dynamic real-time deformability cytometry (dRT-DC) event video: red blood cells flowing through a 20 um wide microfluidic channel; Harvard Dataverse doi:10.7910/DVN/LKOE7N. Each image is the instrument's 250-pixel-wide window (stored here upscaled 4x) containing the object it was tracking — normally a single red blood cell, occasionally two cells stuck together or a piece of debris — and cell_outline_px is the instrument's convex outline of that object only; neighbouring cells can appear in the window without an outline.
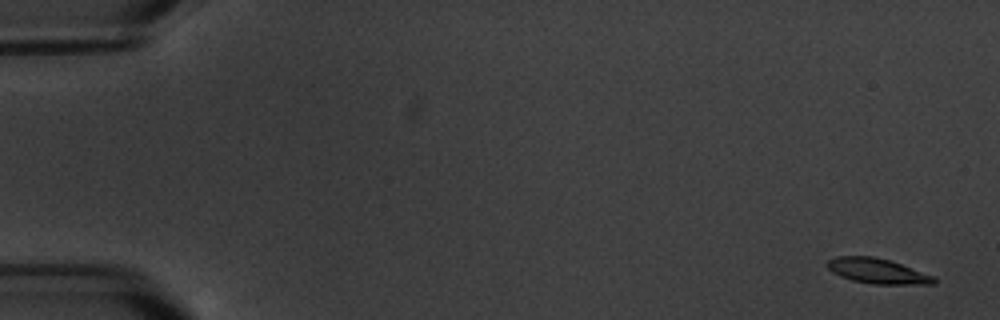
{"species": "common noctule bat (a hibernating species)", "species_latin": "Nyctalus noctula", "temperature_condition": "warm", "stored_images_in_passage": 6, "camera_frame_rate_fps": 3000, "um_per_image_px": 0.085, "animal": {"sex": "male", "body_mass_g": 20.1, "forearm_length_mm": 53.5}, "frame": {"image": 1, "passage_image": 1, "time_ms": 0.0, "image_size_px": [1000, 320], "cell_outline_px": [[936, 284], [872, 284], [852, 280], [840, 276], [832, 272], [824, 264], [828, 260], [836, 256], [872, 256], [888, 260], [936, 276]], "centroid_in_image_um": [74.57, 23.04], "position_along_channel_um": 10.4, "area_um2": 15.66}}
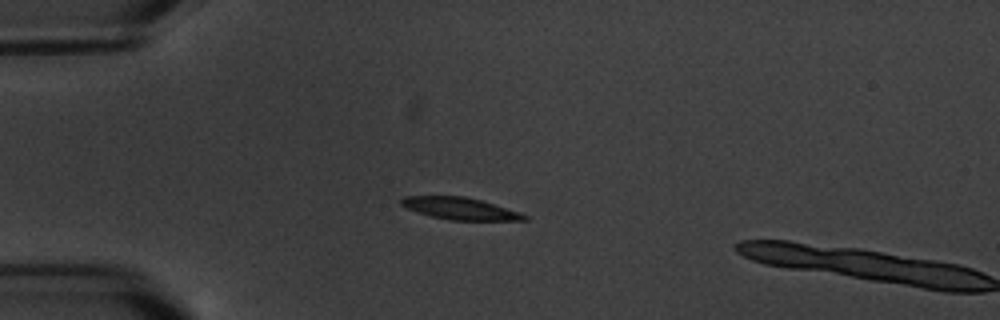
{"frame": {"image": 2, "passage_image": 5, "time_ms": 4.667, "image_size_px": [1000, 320], "cell_outline_px": [[528, 220], [452, 220], [432, 216], [416, 212], [400, 204], [400, 200], [404, 196], [464, 196], [480, 200], [520, 212], [528, 216]], "centroid_in_image_um": [39.1, 17.72], "position_along_channel_um": 45.9, "area_um2": 15.61}}